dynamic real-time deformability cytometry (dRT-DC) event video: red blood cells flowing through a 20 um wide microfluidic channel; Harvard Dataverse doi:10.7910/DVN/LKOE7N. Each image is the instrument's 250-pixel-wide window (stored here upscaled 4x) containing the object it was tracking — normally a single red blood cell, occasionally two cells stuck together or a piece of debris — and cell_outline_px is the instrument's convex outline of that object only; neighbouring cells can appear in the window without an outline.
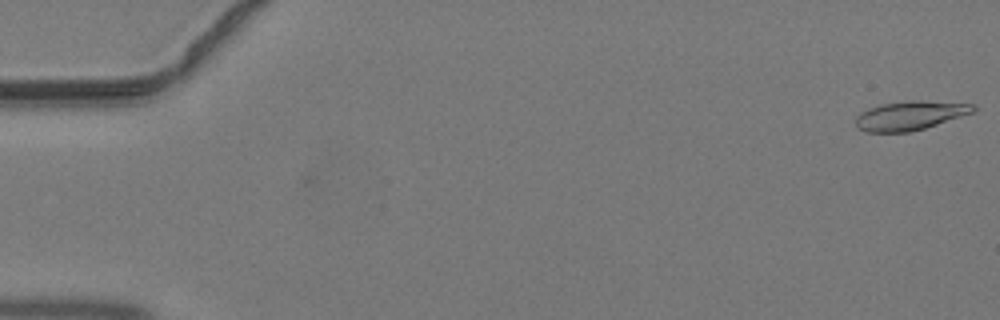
{"species": "common noctule bat (a hibernating species)", "species_latin": "Nyctalus noctula", "temperature_condition": "warm", "stored_images_in_passage": 5, "camera_frame_rate_fps": 3000, "um_per_image_px": 0.085, "animal": {"sex": "male", "body_mass_g": 19.2, "forearm_length_mm": 51.8}, "frame": {"image": 1, "passage_image": 5, "time_ms": 1.333, "image_size_px": [1000, 320], "cell_outline_px": [[976, 108], [972, 112], [924, 128], [908, 132], [868, 132], [856, 128], [856, 116], [860, 112], [868, 108], [880, 104], [912, 100], [920, 100], [972, 104]], "centroid_in_image_um": [77.28, 9.82], "position_along_channel_um": 7.7, "area_um2": 19.65}}